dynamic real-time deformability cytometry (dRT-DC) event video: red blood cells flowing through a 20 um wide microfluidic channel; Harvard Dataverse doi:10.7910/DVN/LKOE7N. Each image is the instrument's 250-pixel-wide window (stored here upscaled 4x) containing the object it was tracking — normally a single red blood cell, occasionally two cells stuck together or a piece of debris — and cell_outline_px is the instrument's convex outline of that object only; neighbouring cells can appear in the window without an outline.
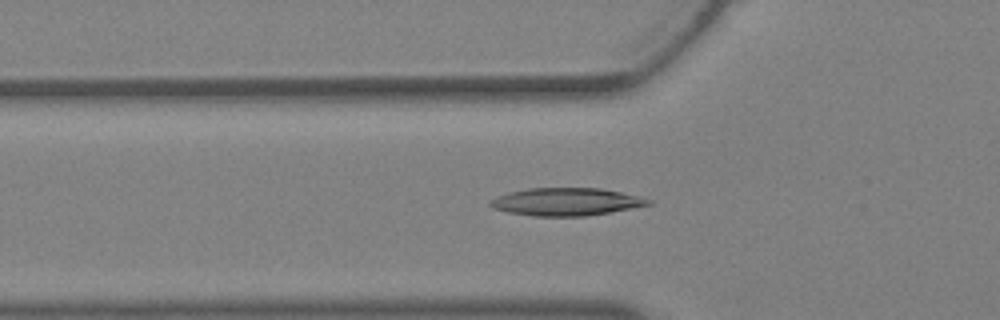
{"species": "Egyptian fruit bat (a non-hibernating species)", "species_latin": "Rousettus aegyptiacus", "temperature_condition": "warm", "stored_images_in_passage": 6, "camera_frame_rate_fps": 3000, "um_per_image_px": 0.085, "animal": {"sex": "female"}, "frame": {"image": 1, "passage_image": 2, "time_ms": 0.333, "image_size_px": [1000, 320], "cell_outline_px": [[652, 204], [632, 208], [584, 216], [532, 216], [508, 212], [492, 208], [488, 204], [488, 200], [496, 196], [508, 192], [528, 188], [600, 188], [640, 196], [652, 200]], "centroid_in_image_um": [48.08, 17.14], "position_along_channel_um": 77.7, "area_um2": 25.61}}
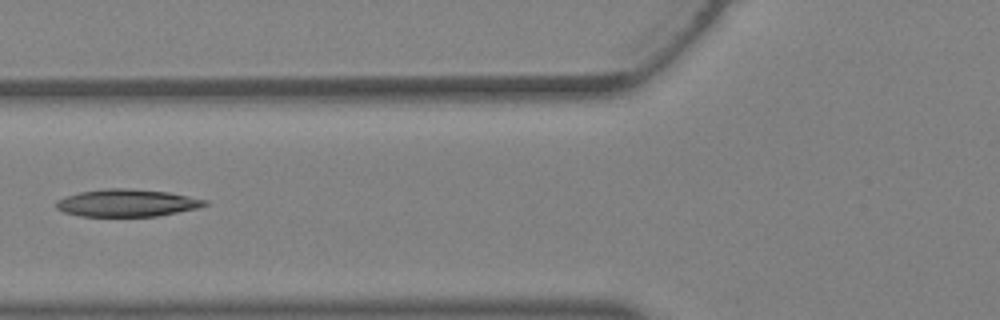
{"frame": {"image": 2, "passage_image": 4, "time_ms": 1.0, "image_size_px": [1000, 320], "cell_outline_px": [[208, 204], [200, 208], [156, 216], [80, 216], [64, 212], [56, 208], [56, 200], [64, 196], [80, 192], [104, 188], [128, 188], [168, 192], [208, 200]], "centroid_in_image_um": [10.79, 17.24], "position_along_channel_um": 115.0, "area_um2": 23.81}}